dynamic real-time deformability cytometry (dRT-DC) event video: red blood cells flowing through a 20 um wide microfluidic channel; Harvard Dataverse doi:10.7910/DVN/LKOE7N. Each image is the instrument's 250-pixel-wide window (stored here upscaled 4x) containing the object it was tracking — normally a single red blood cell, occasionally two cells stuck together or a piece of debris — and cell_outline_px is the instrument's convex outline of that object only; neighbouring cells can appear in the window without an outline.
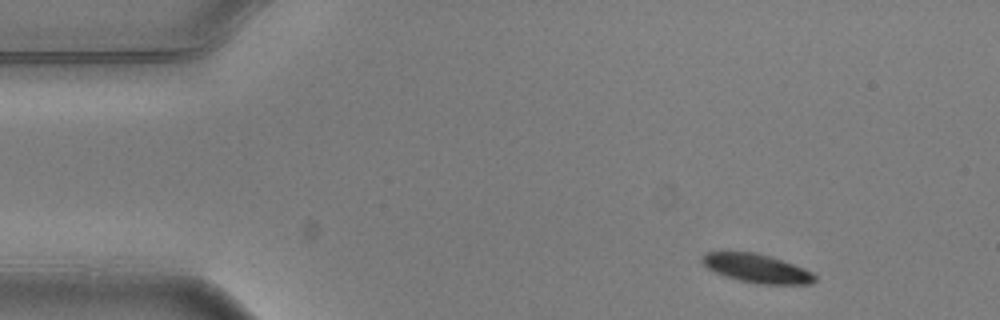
{"species": "common noctule bat (a hibernating species)", "species_latin": "Nyctalus noctula", "temperature_condition": "warm", "stored_images_in_passage": 4, "camera_frame_rate_fps": 3000, "um_per_image_px": 0.085, "animal": {"sex": "male", "body_mass_g": 20.5, "forearm_length_mm": 52.5}, "frame": {"image": 1, "passage_image": 1, "time_ms": 0.0, "image_size_px": [1000, 320], "cell_outline_px": [[816, 280], [812, 284], [760, 284], [740, 280], [724, 276], [708, 268], [700, 260], [700, 256], [704, 252], [752, 252], [768, 256], [804, 268], [812, 272], [816, 276]], "centroid_in_image_um": [64.31, 22.81], "position_along_channel_um": 20.7, "area_um2": 18.67}}
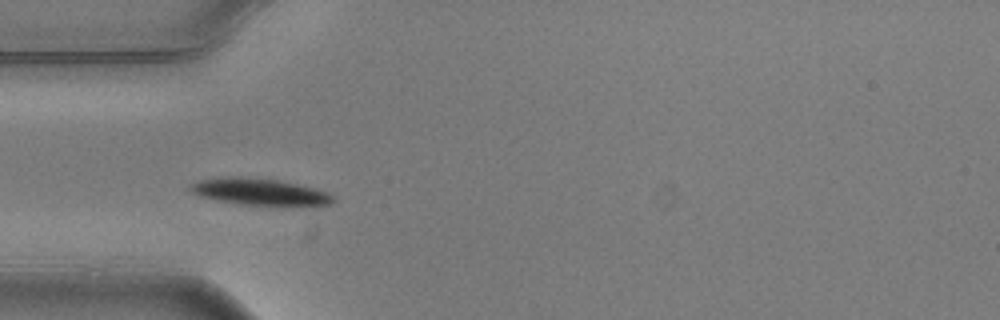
{"frame": {"image": 2, "passage_image": 3, "time_ms": 0.667, "image_size_px": [1000, 320], "cell_outline_px": [[336, 200], [332, 204], [312, 208], [284, 208], [240, 204], [216, 200], [200, 196], [192, 192], [188, 188], [188, 184], [200, 180], [224, 176], [240, 176], [276, 180], [316, 188], [328, 192], [336, 196]], "centroid_in_image_um": [22.22, 16.36], "position_along_channel_um": 62.8, "area_um2": 23.64}}
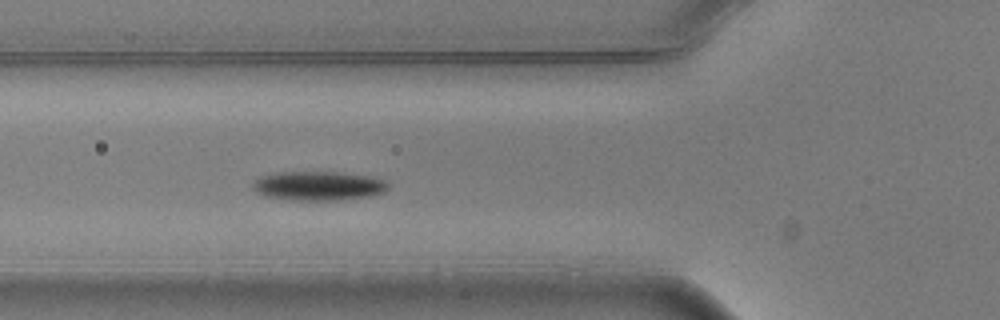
{"frame": {"image": 3, "passage_image": 4, "time_ms": 1.0, "image_size_px": [1000, 320], "cell_outline_px": [[388, 188], [384, 192], [368, 196], [344, 200], [296, 200], [264, 196], [256, 192], [252, 188], [252, 184], [260, 176], [280, 172], [336, 172], [368, 176], [384, 180], [388, 184]], "centroid_in_image_um": [27.04, 15.8], "position_along_channel_um": 98.8, "area_um2": 22.89}}